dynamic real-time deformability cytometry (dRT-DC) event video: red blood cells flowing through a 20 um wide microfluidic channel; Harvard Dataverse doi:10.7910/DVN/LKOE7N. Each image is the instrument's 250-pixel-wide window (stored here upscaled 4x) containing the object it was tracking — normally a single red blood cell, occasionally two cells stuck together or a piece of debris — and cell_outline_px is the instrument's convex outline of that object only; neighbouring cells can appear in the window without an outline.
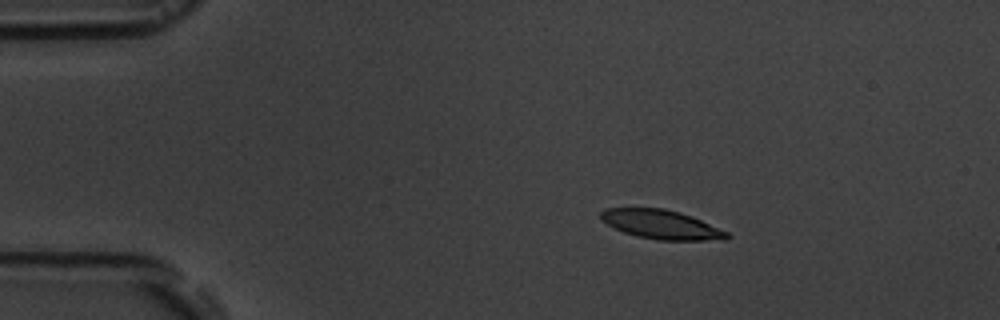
{"species": "common noctule bat (a hibernating species)", "species_latin": "Nyctalus noctula", "temperature_condition": "room temperature", "stored_images_in_passage": 3, "camera_frame_rate_fps": 3000, "um_per_image_px": 0.085, "animal": {"sex": "male", "body_mass_g": 19.5, "forearm_length_mm": 54.6}, "frame": {"image": 1, "passage_image": 1, "time_ms": 0.0, "image_size_px": [1000, 320], "cell_outline_px": [[732, 236], [728, 240], [660, 240], [636, 236], [624, 232], [600, 220], [600, 212], [604, 208], [664, 208], [680, 212], [692, 216], [728, 232]], "centroid_in_image_um": [56.24, 19.08], "position_along_channel_um": 28.8, "area_um2": 21.44}}